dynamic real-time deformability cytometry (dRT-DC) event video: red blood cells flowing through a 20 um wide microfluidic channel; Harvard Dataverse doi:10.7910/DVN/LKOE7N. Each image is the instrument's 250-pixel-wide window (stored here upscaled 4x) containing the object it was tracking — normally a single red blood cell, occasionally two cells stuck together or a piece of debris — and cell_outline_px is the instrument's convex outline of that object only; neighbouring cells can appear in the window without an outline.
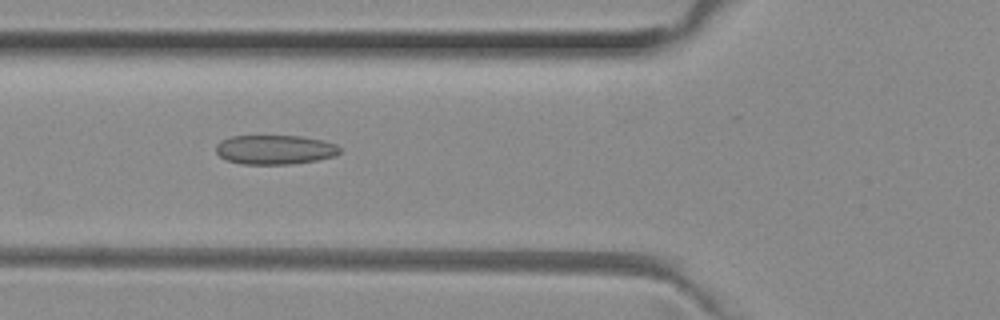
{"species": "common noctule bat (a hibernating species)", "species_latin": "Nyctalus noctula", "temperature_condition": "room temperature", "stored_images_in_passage": 51, "camera_frame_rate_fps": 3000, "um_per_image_px": 0.085, "animal": {"sex": "female", "body_mass_g": 29.2, "forearm_length_mm": 56.3}, "frame": {"image": 1, "passage_image": 19, "time_ms": 6.0, "image_size_px": [1000, 320], "cell_outline_px": [[340, 152], [336, 156], [316, 160], [292, 164], [240, 164], [228, 160], [220, 156], [216, 152], [216, 144], [220, 140], [232, 136], [300, 136], [324, 140], [336, 144], [340, 148]], "centroid_in_image_um": [23.37, 12.72], "position_along_channel_um": 102.4, "area_um2": 21.27}}
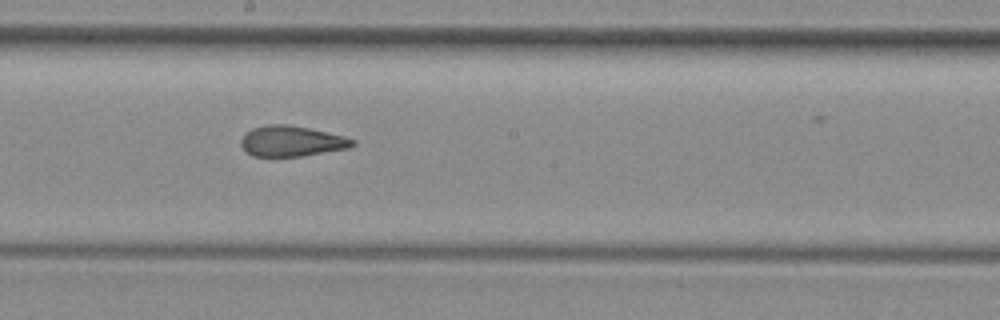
{"frame": {"image": 2, "passage_image": 28, "time_ms": 9.0, "image_size_px": [1000, 320], "cell_outline_px": [[356, 144], [348, 148], [300, 156], [252, 156], [240, 144], [240, 140], [252, 128], [268, 124], [288, 124], [308, 128], [344, 136], [356, 140]], "centroid_in_image_um": [24.79, 11.99], "position_along_channel_um": 223.4, "area_um2": 19.65}}
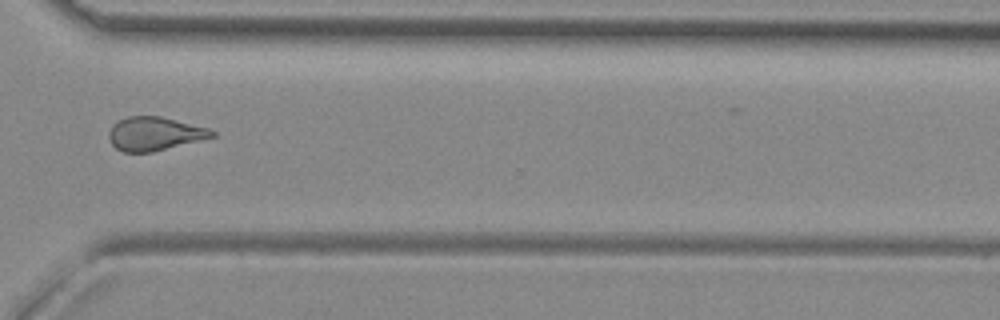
{"frame": {"image": 3, "passage_image": 38, "time_ms": 12.333, "image_size_px": [1000, 320], "cell_outline_px": [[216, 136], [152, 152], [124, 152], [116, 148], [112, 144], [108, 136], [108, 132], [112, 124], [128, 116], [160, 116], [208, 128], [216, 132]], "centroid_in_image_um": [13.12, 11.36], "position_along_channel_um": 357.5, "area_um2": 20.06}, "authors_computed_cell_mechanics": {"area_um2": 21.2704, "velocity_mm_per_s": 4.0332, "shape_relaxation_time_tau1_ms": null, "shape_relaxation_time_tau2_ms": 1.9692, "deformation_change_tau1": null, "deformation_change_tau2": 0.0922}}